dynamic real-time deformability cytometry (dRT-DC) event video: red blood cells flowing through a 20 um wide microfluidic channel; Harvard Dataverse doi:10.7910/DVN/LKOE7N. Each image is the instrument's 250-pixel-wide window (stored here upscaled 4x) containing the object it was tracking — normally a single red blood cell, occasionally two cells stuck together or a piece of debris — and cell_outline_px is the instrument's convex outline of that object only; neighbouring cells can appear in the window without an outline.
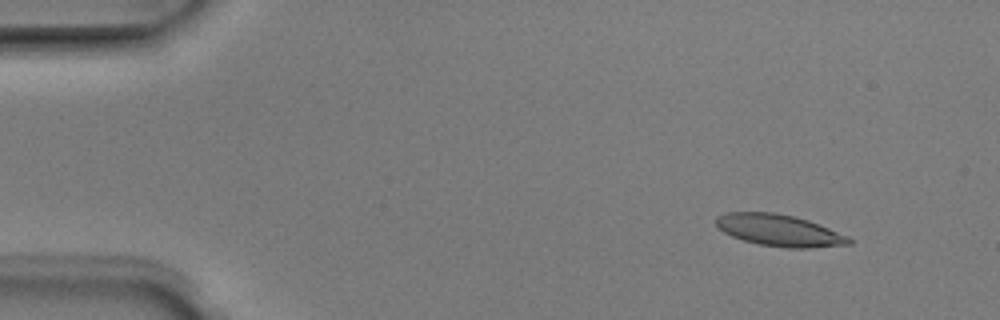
{"species": "Egyptian fruit bat (a non-hibernating species)", "species_latin": "Rousettus aegyptiacus", "temperature_condition": "room temperature", "stored_images_in_passage": 6, "camera_frame_rate_fps": 3000, "um_per_image_px": 0.085, "animal": {"sex": "male"}, "frame": {"image": 1, "passage_image": 2, "time_ms": 0.333, "image_size_px": [1000, 320], "cell_outline_px": [[852, 244], [808, 248], [788, 248], [760, 244], [744, 240], [732, 236], [724, 232], [716, 224], [716, 216], [728, 212], [776, 212], [808, 220], [820, 224], [848, 236], [852, 240]], "centroid_in_image_um": [66.26, 19.57], "position_along_channel_um": 18.7, "area_um2": 24.45}}
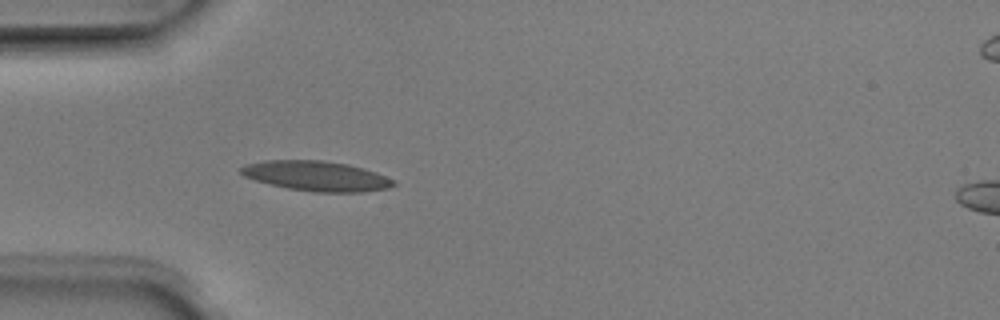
{"frame": {"image": 2, "passage_image": 5, "time_ms": 1.333, "image_size_px": [1000, 320], "cell_outline_px": [[396, 184], [388, 188], [364, 192], [312, 192], [288, 188], [256, 180], [244, 176], [240, 172], [240, 168], [244, 164], [264, 160], [324, 160], [348, 164], [364, 168], [376, 172], [396, 180]], "centroid_in_image_um": [26.92, 14.95], "position_along_channel_um": 58.1, "area_um2": 26.76}}